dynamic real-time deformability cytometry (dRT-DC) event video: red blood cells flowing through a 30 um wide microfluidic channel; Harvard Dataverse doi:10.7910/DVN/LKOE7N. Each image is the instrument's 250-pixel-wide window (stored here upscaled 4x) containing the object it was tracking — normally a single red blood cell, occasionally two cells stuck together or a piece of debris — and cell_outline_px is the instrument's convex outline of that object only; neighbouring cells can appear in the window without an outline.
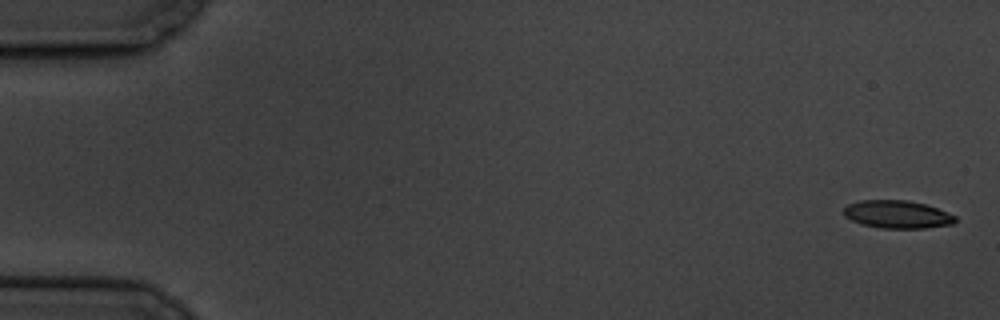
{"species": "common noctule bat (a hibernating species)", "species_latin": "Nyctalus noctula", "temperature_condition": "cold", "stored_images_in_passage": 6, "segment_of_instrument_passage": [1, 2], "camera_frame_rate_fps": 3000, "um_per_image_px": 0.085, "animal": {"sex": "male", "body_mass_g": 19.5, "forearm_length_mm": 54.6}, "frame": {"image": 1, "passage_image": 1, "time_ms": 0.0, "image_size_px": [1000, 320], "cell_outline_px": [[956, 220], [952, 224], [924, 228], [880, 228], [860, 224], [844, 216], [844, 208], [848, 204], [860, 200], [908, 200], [924, 204], [936, 208], [956, 216]], "centroid_in_image_um": [76.24, 18.22], "position_along_channel_um": 8.8, "area_um2": 18.03}}
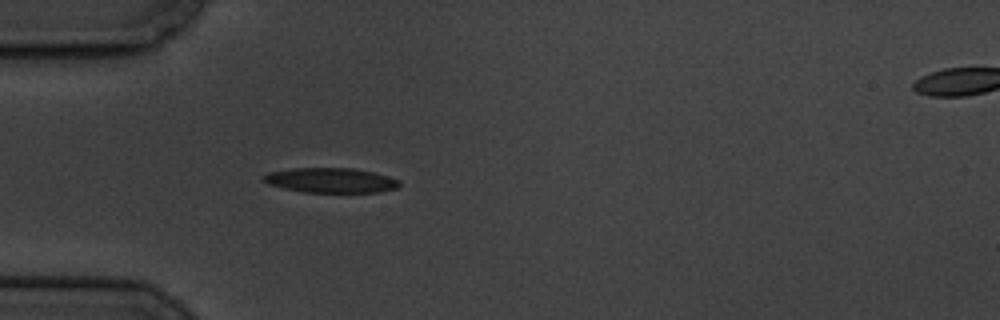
{"frame": {"image": 2, "passage_image": 5, "time_ms": 5.333, "image_size_px": [1000, 320], "cell_outline_px": [[400, 184], [396, 188], [380, 192], [304, 192], [284, 188], [268, 184], [260, 180], [268, 172], [292, 168], [356, 168], [388, 176], [400, 180]], "centroid_in_image_um": [28.1, 15.32], "position_along_channel_um": 56.9, "area_um2": 19.71}}